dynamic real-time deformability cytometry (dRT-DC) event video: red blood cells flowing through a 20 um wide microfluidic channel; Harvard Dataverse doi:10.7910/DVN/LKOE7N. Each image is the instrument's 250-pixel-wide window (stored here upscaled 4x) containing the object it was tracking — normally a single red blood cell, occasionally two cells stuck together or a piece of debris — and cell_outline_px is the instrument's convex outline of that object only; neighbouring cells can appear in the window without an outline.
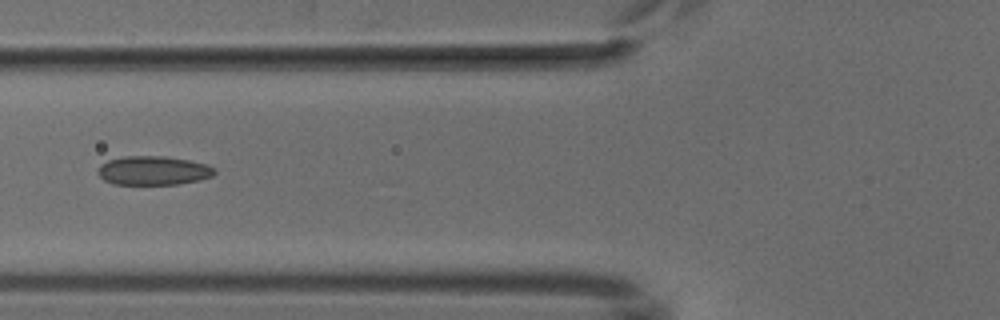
{"species": "common noctule bat (a hibernating species)", "species_latin": "Nyctalus noctula", "temperature_condition": "cold", "stored_images_in_passage": 6, "camera_frame_rate_fps": 3000, "um_per_image_px": 0.085, "animal": {"sex": "male", "body_mass_g": 18.8}, "frame": {"image": 1, "passage_image": 5, "time_ms": 5.667, "image_size_px": [1000, 320], "cell_outline_px": [[216, 172], [212, 176], [200, 180], [176, 184], [112, 184], [104, 180], [96, 172], [100, 164], [108, 160], [124, 156], [164, 156], [188, 160], [208, 164], [216, 168]], "centroid_in_image_um": [13.03, 14.49], "position_along_channel_um": 112.8, "area_um2": 19.83}}
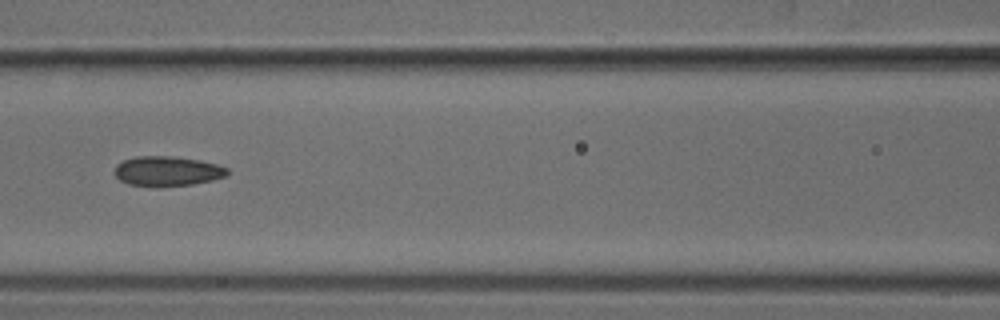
{"frame": {"image": 2, "passage_image": 6, "time_ms": 6.667, "image_size_px": [1000, 320], "cell_outline_px": [[228, 172], [224, 176], [212, 180], [192, 184], [156, 188], [152, 188], [128, 184], [120, 180], [116, 176], [116, 164], [124, 160], [136, 156], [172, 156], [200, 160], [216, 164], [228, 168]], "centroid_in_image_um": [14.19, 14.56], "position_along_channel_um": 152.4, "area_um2": 19.77}}